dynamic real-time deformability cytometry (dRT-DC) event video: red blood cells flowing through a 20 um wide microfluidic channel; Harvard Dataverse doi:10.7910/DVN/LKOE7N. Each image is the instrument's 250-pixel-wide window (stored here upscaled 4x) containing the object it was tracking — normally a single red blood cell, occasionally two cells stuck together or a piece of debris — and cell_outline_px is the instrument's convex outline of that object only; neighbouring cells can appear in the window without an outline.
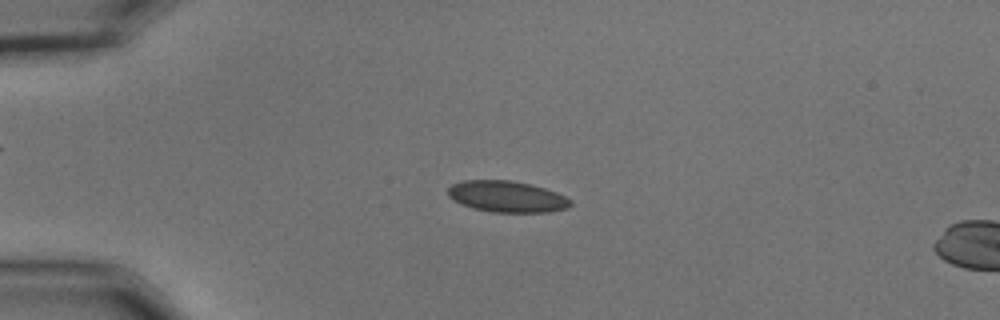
{"species": "common noctule bat (a hibernating species)", "species_latin": "Nyctalus noctula", "temperature_condition": "cold", "stored_images_in_passage": 36, "camera_frame_rate_fps": 3000, "um_per_image_px": 0.085, "animal": {"sex": "male", "body_mass_g": 15.6}, "frame": {"image": 1, "passage_image": 14, "time_ms": 4.333, "image_size_px": [1000, 320], "cell_outline_px": [[572, 204], [568, 208], [548, 212], [492, 212], [472, 208], [452, 200], [448, 196], [448, 188], [452, 184], [464, 180], [512, 180], [532, 184], [556, 192], [572, 200]], "centroid_in_image_um": [43.08, 16.7], "position_along_channel_um": 41.9, "area_um2": 22.48}}
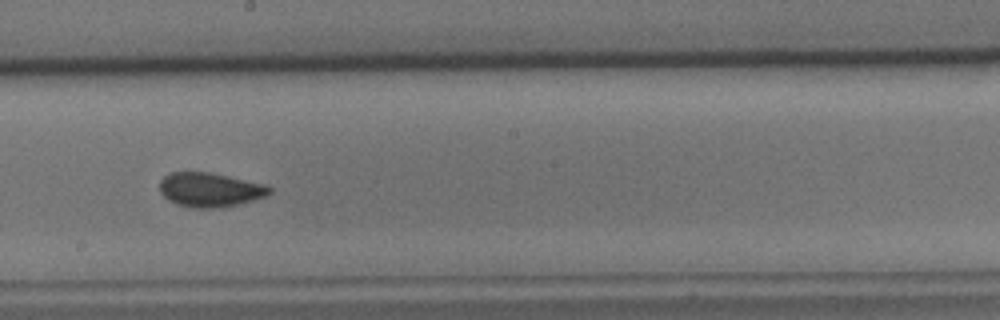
{"frame": {"image": 2, "passage_image": 32, "time_ms": 10.333, "image_size_px": [1000, 320], "cell_outline_px": [[272, 192], [264, 196], [240, 204], [216, 208], [192, 208], [176, 204], [168, 200], [160, 192], [160, 180], [168, 172], [212, 172], [264, 184], [272, 188]], "centroid_in_image_um": [17.82, 16.12], "position_along_channel_um": 230.4, "area_um2": 22.02}}
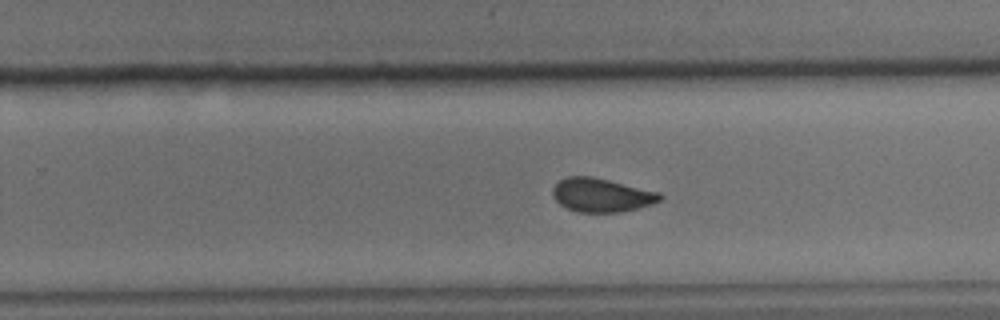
{"frame": {"image": 3, "passage_image": 36, "time_ms": 11.667, "image_size_px": [1000, 320], "cell_outline_px": [[664, 196], [660, 200], [652, 204], [620, 212], [576, 212], [560, 204], [552, 196], [552, 188], [560, 180], [568, 176], [592, 176], [660, 192]], "centroid_in_image_um": [51.12, 16.58], "position_along_channel_um": 278.7, "area_um2": 21.04}}